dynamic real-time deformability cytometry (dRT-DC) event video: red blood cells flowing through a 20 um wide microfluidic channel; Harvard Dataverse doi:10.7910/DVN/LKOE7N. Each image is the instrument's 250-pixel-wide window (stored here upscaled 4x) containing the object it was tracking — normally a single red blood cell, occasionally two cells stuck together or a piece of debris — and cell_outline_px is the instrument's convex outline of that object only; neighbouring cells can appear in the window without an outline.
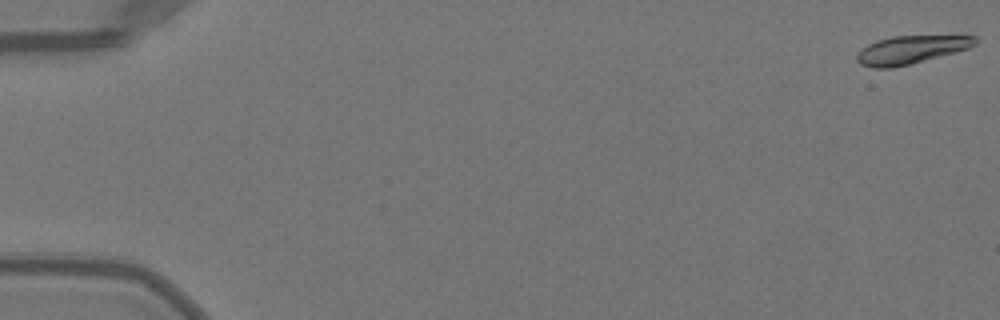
{"species": "Egyptian fruit bat (a non-hibernating species)", "species_latin": "Rousettus aegyptiacus", "temperature_condition": "warm", "stored_images_in_passage": 51, "camera_frame_rate_fps": 3000, "um_per_image_px": 0.085, "animal": {"sex": "female"}, "frame": {"image": 1, "passage_image": 1, "time_ms": 0.0, "image_size_px": [1000, 320], "cell_outline_px": [[976, 44], [968, 48], [956, 52], [912, 64], [892, 68], [872, 68], [860, 64], [856, 60], [856, 56], [868, 44], [876, 40], [892, 36], [976, 36]], "centroid_in_image_um": [77.41, 4.24], "position_along_channel_um": 7.6, "area_um2": 19.31}}
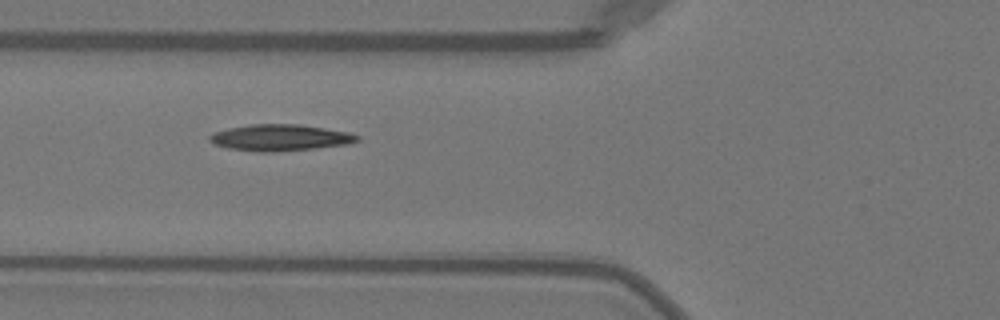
{"frame": {"image": 2, "passage_image": 20, "time_ms": 6.333, "image_size_px": [1000, 320], "cell_outline_px": [[360, 140], [348, 144], [316, 148], [272, 152], [260, 152], [228, 148], [212, 144], [208, 140], [208, 136], [212, 132], [228, 128], [252, 124], [300, 124], [348, 132], [360, 136]], "centroid_in_image_um": [23.77, 11.7], "position_along_channel_um": 102.0, "area_um2": 22.83}}
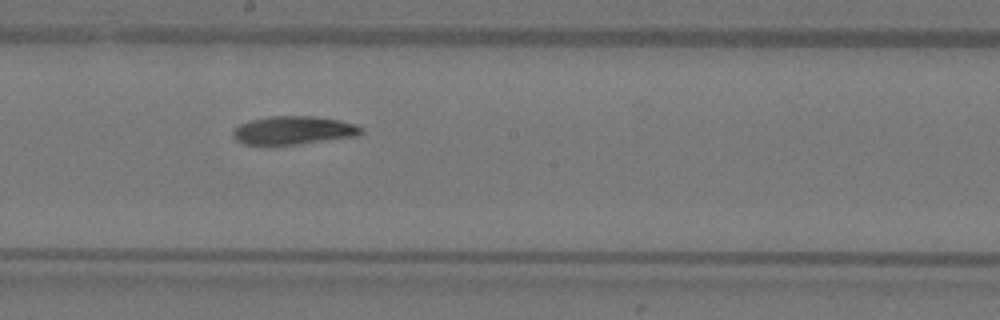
{"frame": {"image": 3, "passage_image": 29, "time_ms": 9.333, "image_size_px": [1000, 320], "cell_outline_px": [[364, 132], [360, 136], [300, 144], [244, 144], [236, 140], [232, 136], [232, 132], [240, 124], [248, 120], [272, 116], [316, 116], [340, 120], [356, 124], [364, 128]], "centroid_in_image_um": [25.01, 11.07], "position_along_channel_um": 223.2, "area_um2": 21.39}, "authors_computed_cell_mechanics": {"area_um2": 20.8658, "velocity_mm_per_s": 4.0378, "shape_relaxation_time_tau1_ms": 4.9943, "shape_relaxation_time_tau2_ms": null, "deformation_change_tau1": 0.1695, "deformation_change_tau2": null}}